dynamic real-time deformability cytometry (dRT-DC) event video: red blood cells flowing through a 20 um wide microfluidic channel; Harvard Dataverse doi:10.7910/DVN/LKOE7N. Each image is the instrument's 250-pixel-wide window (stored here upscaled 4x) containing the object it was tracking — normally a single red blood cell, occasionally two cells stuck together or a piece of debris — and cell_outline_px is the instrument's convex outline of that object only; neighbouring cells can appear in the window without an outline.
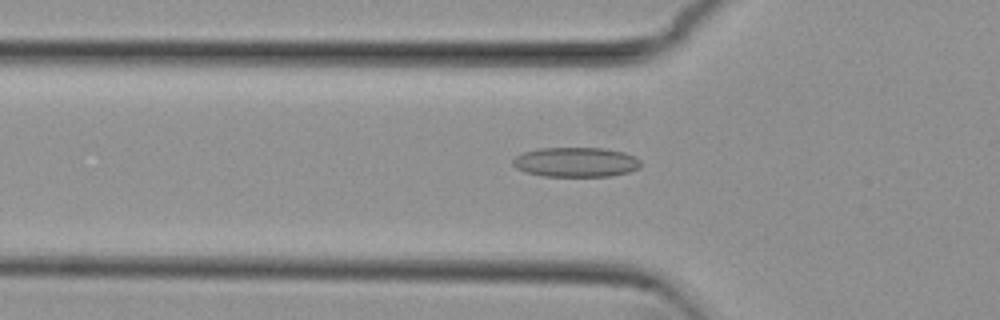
{"species": "common noctule bat (a hibernating species)", "species_latin": "Nyctalus noctula", "temperature_condition": "cold", "stored_images_in_passage": 45, "camera_frame_rate_fps": 3000, "um_per_image_px": 0.085, "animal": {"sex": "female", "body_mass_g": 29.2, "forearm_length_mm": 56.3}, "frame": {"image": 1, "passage_image": 11, "time_ms": 3.333, "image_size_px": [1000, 320], "cell_outline_px": [[640, 168], [628, 172], [608, 176], [544, 176], [524, 172], [516, 168], [512, 164], [512, 160], [516, 156], [524, 152], [540, 148], [604, 148], [624, 152], [636, 156], [640, 160]], "centroid_in_image_um": [48.95, 13.78], "position_along_channel_um": 76.9, "area_um2": 22.2}}
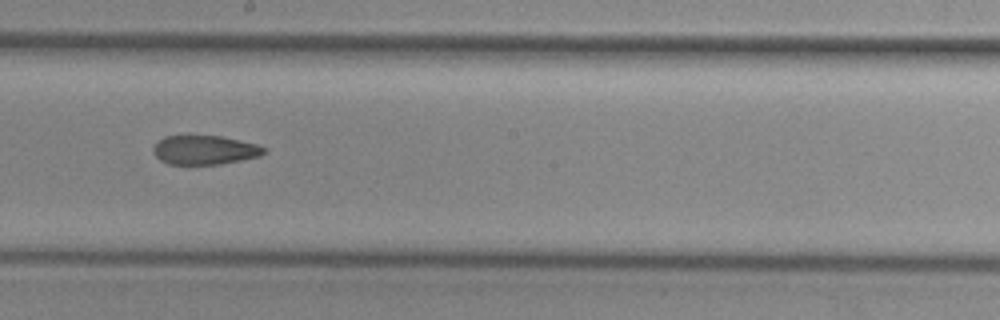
{"frame": {"image": 2, "passage_image": 23, "time_ms": 7.333, "image_size_px": [1000, 320], "cell_outline_px": [[268, 152], [260, 156], [220, 164], [168, 164], [160, 160], [152, 152], [152, 148], [156, 140], [164, 136], [188, 132], [220, 136], [256, 144], [264, 148]], "centroid_in_image_um": [17.3, 12.69], "position_along_channel_um": 230.9, "area_um2": 19.59}}
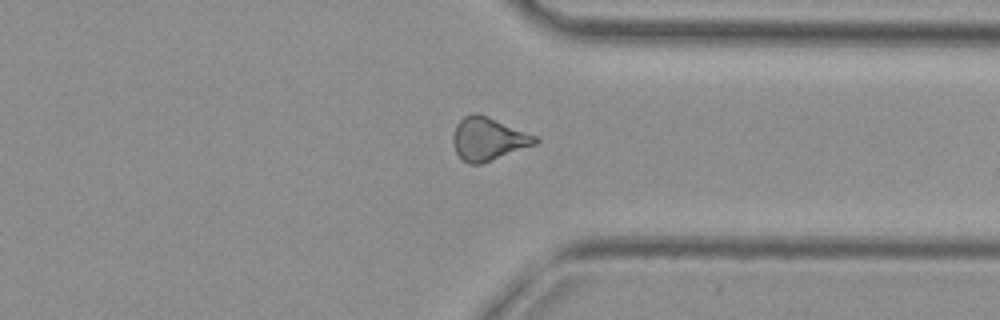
{"frame": {"image": 3, "passage_image": 34, "time_ms": 11.0, "image_size_px": [1000, 320], "cell_outline_px": [[540, 140], [536, 144], [480, 164], [468, 164], [456, 152], [452, 140], [452, 136], [456, 124], [464, 116], [472, 112], [476, 112], [488, 116], [536, 136]], "centroid_in_image_um": [41.47, 11.79], "position_along_channel_um": 369.9, "area_um2": 20.46}, "authors_computed_cell_mechanics": {"area_um2": 20.2878, "velocity_mm_per_s": 3.8335, "shape_relaxation_time_tau1_ms": null, "shape_relaxation_time_tau2_ms": 7.1399, "deformation_change_tau1": null, "deformation_change_tau2": 0.1717}}